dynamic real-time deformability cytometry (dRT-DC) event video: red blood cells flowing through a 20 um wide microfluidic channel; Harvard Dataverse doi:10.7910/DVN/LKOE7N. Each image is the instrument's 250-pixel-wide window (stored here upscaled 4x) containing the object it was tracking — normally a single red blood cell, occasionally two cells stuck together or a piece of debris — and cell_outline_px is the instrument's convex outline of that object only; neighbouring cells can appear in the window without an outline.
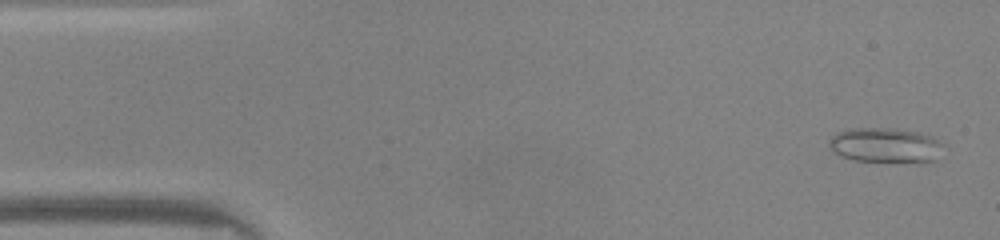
{"species": "common noctule bat (a hibernating species)", "species_latin": "Nyctalus noctula", "temperature_condition": "warm", "stored_images_in_passage": 47, "camera_frame_rate_fps": 3000, "um_per_image_px": 0.085, "animal": {"sex": "male", "body_mass_g": 20.0, "forearm_length_mm": 53.3}, "frame": {"image": 1, "passage_image": 2, "time_ms": 0.333, "image_size_px": [1000, 240], "cell_outline_px": [[944, 144], [936, 160], [920, 164], [916, 164], [856, 160], [840, 156], [832, 152], [828, 144], [828, 140], [836, 132], [848, 128], [888, 128], [920, 132], [932, 136]], "centroid_in_image_um": [75.27, 12.37], "position_along_channel_um": 9.7, "area_um2": 23.99}}
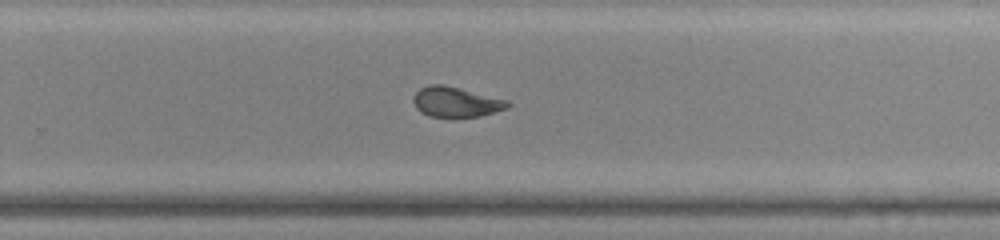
{"frame": {"image": 2, "passage_image": 30, "time_ms": 9.667, "image_size_px": [1000, 240], "cell_outline_px": [[512, 104], [508, 108], [480, 116], [428, 116], [420, 112], [416, 108], [412, 100], [412, 96], [420, 88], [428, 84], [444, 84], [508, 100]], "centroid_in_image_um": [38.73, 8.65], "position_along_channel_um": 291.1, "area_um2": 16.59}}
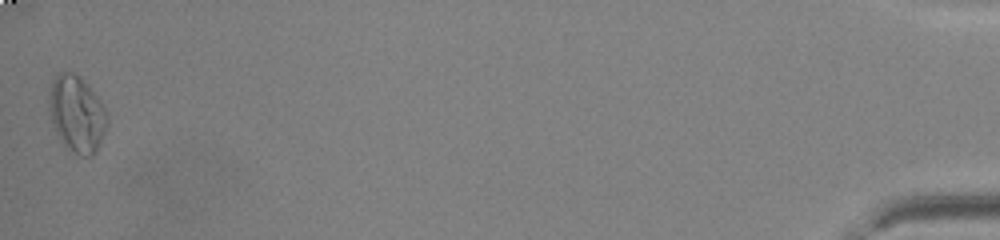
{"frame": {"image": 3, "passage_image": 47, "time_ms": 15.333, "image_size_px": [1000, 240], "cell_outline_px": [[108, 124], [100, 144], [96, 152], [92, 156], [80, 156], [56, 132], [52, 124], [48, 108], [48, 96], [52, 80], [60, 72], [72, 72], [80, 76], [88, 84], [104, 108], [108, 116]], "centroid_in_image_um": [6.53, 9.64], "position_along_channel_um": 428.7, "area_um2": 25.61}, "authors_computed_cell_mechanics": {"area_um2": 18.1492, "velocity_mm_per_s": 4.2302, "shape_relaxation_time_tau1_ms": null, "shape_relaxation_time_tau2_ms": 1.2579, "deformation_change_tau1": null, "deformation_change_tau2": 0.0713}}